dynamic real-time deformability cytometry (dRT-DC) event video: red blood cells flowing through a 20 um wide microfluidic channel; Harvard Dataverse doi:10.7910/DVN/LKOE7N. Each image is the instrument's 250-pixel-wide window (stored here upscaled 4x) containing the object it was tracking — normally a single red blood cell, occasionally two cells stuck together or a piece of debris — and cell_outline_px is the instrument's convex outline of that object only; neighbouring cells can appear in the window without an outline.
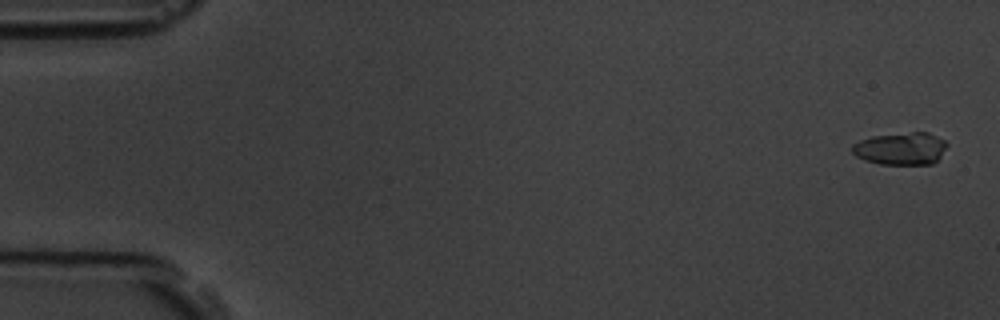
{"species": "common noctule bat (a hibernating species)", "species_latin": "Nyctalus noctula", "temperature_condition": "room temperature", "stored_images_in_passage": 6, "camera_frame_rate_fps": 3000, "um_per_image_px": 0.085, "animal": {"sex": "male", "body_mass_g": 19.5, "forearm_length_mm": 54.6}, "frame": {"image": 1, "passage_image": 1, "time_ms": 0.0, "image_size_px": [1000, 320], "cell_outline_px": [[948, 144], [940, 156], [932, 164], [880, 164], [864, 160], [856, 156], [852, 152], [852, 144], [860, 140], [872, 136], [912, 132], [928, 132], [944, 140]], "centroid_in_image_um": [76.55, 12.63], "position_along_channel_um": 8.4, "area_um2": 17.86}}
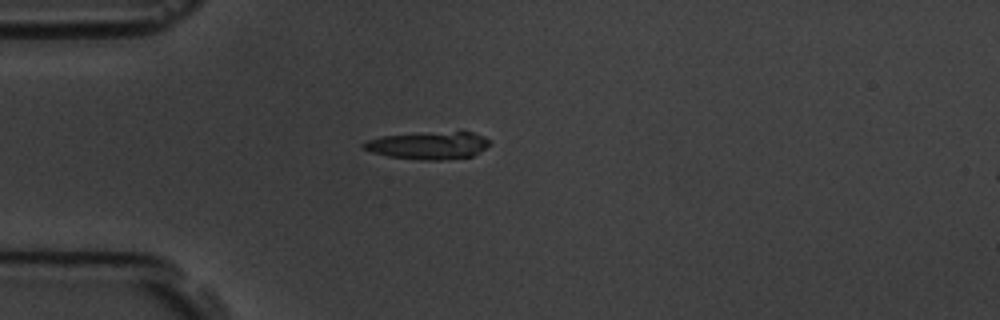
{"frame": {"image": 2, "passage_image": 5, "time_ms": 4.667, "image_size_px": [1000, 320], "cell_outline_px": [[488, 144], [484, 148], [472, 156], [440, 160], [420, 160], [388, 156], [372, 152], [364, 148], [360, 144], [368, 140], [380, 136], [456, 132], [472, 132], [484, 136], [488, 140]], "centroid_in_image_um": [36.39, 12.38], "position_along_channel_um": 48.6, "area_um2": 19.65}}